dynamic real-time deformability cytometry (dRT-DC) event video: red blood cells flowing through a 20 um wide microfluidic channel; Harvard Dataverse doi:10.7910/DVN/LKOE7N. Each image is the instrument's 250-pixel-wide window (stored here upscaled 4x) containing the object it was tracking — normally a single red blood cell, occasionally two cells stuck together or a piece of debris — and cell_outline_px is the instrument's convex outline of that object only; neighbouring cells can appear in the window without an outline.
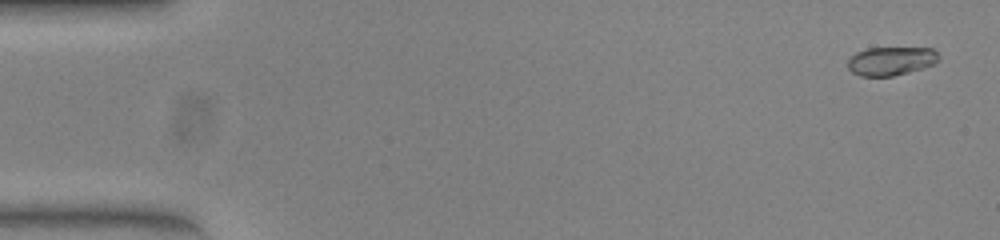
{"species": "common noctule bat (a hibernating species)", "species_latin": "Nyctalus noctula", "temperature_condition": "warm", "stored_images_in_passage": 53, "camera_frame_rate_fps": 3000, "um_per_image_px": 0.085, "animal": {"sex": "female", "body_mass_g": 23.0, "forearm_length_mm": 53.4}, "frame": {"image": 1, "passage_image": 2, "time_ms": 0.333, "image_size_px": [1000, 240], "cell_outline_px": [[940, 60], [936, 64], [924, 68], [892, 76], [860, 76], [852, 72], [848, 68], [848, 60], [856, 52], [868, 48], [932, 48], [940, 56]], "centroid_in_image_um": [75.77, 5.19], "position_along_channel_um": 9.2, "area_um2": 15.26}}
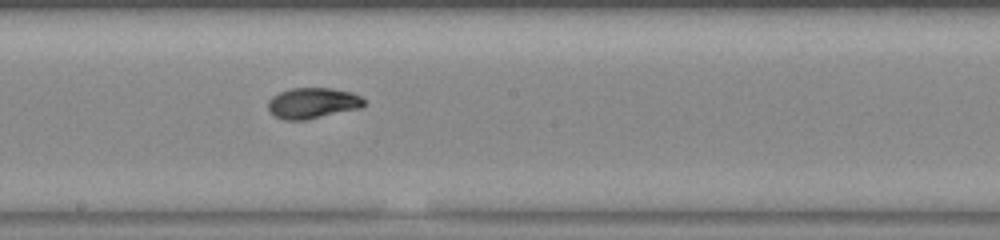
{"frame": {"image": 2, "passage_image": 29, "time_ms": 9.333, "image_size_px": [1000, 240], "cell_outline_px": [[364, 104], [360, 108], [304, 120], [284, 120], [276, 116], [268, 108], [268, 100], [272, 96], [280, 92], [292, 88], [332, 88], [352, 92], [360, 96], [364, 100]], "centroid_in_image_um": [26.57, 8.75], "position_along_channel_um": 221.6, "area_um2": 17.05}}
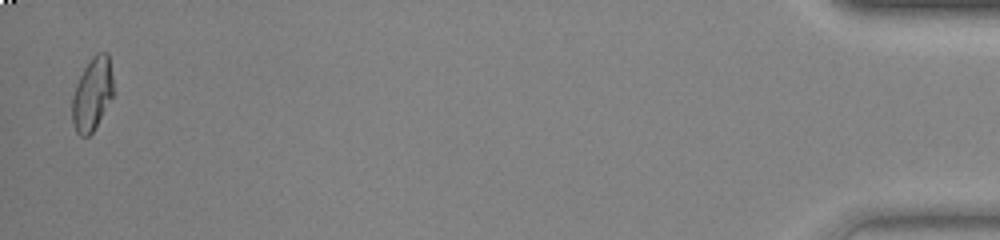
{"frame": {"image": 3, "passage_image": 52, "time_ms": 17.0, "image_size_px": [1000, 240], "cell_outline_px": [[112, 96], [92, 132], [88, 136], [80, 136], [76, 132], [72, 120], [72, 96], [76, 84], [84, 68], [92, 56], [96, 52], [108, 52], [112, 76]], "centroid_in_image_um": [7.82, 7.97], "position_along_channel_um": 427.4, "area_um2": 17.22}, "authors_computed_cell_mechanics": {"area_um2": 16.9932, "velocity_mm_per_s": 3.9068, "shape_relaxation_time_tau1_ms": 6.2669, "shape_relaxation_time_tau2_ms": 1.1803, "deformation_change_tau1": 0.233, "deformation_change_tau2": 0.034}}